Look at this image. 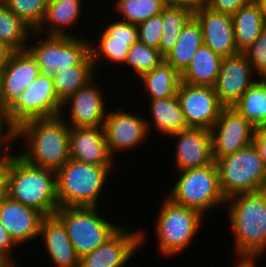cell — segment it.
Listing matches in <instances>:
<instances>
[{
  "label": "cell",
  "mask_w": 266,
  "mask_h": 267,
  "mask_svg": "<svg viewBox=\"0 0 266 267\" xmlns=\"http://www.w3.org/2000/svg\"><path fill=\"white\" fill-rule=\"evenodd\" d=\"M70 158L97 166H113L114 158L109 152L101 127H70Z\"/></svg>",
  "instance_id": "44dd1931"
},
{
  "label": "cell",
  "mask_w": 266,
  "mask_h": 267,
  "mask_svg": "<svg viewBox=\"0 0 266 267\" xmlns=\"http://www.w3.org/2000/svg\"><path fill=\"white\" fill-rule=\"evenodd\" d=\"M138 36V28L135 24L119 19L108 24L98 40V47L93 40L91 41L90 53L95 69L103 58L113 64L115 62L124 65L129 48L138 41Z\"/></svg>",
  "instance_id": "ac0fdd59"
},
{
  "label": "cell",
  "mask_w": 266,
  "mask_h": 267,
  "mask_svg": "<svg viewBox=\"0 0 266 267\" xmlns=\"http://www.w3.org/2000/svg\"><path fill=\"white\" fill-rule=\"evenodd\" d=\"M32 31L5 5H0V41L4 42L14 52L25 51Z\"/></svg>",
  "instance_id": "d6a6232c"
},
{
  "label": "cell",
  "mask_w": 266,
  "mask_h": 267,
  "mask_svg": "<svg viewBox=\"0 0 266 267\" xmlns=\"http://www.w3.org/2000/svg\"><path fill=\"white\" fill-rule=\"evenodd\" d=\"M7 111L18 128L31 120L60 116L62 102L53 87L52 77L40 74Z\"/></svg>",
  "instance_id": "30bf717a"
},
{
  "label": "cell",
  "mask_w": 266,
  "mask_h": 267,
  "mask_svg": "<svg viewBox=\"0 0 266 267\" xmlns=\"http://www.w3.org/2000/svg\"><path fill=\"white\" fill-rule=\"evenodd\" d=\"M5 194L12 200L41 212L54 215L59 208L56 195V172L30 164L20 155L4 168Z\"/></svg>",
  "instance_id": "7a4b0ae2"
},
{
  "label": "cell",
  "mask_w": 266,
  "mask_h": 267,
  "mask_svg": "<svg viewBox=\"0 0 266 267\" xmlns=\"http://www.w3.org/2000/svg\"><path fill=\"white\" fill-rule=\"evenodd\" d=\"M16 139H19L18 127L11 120L7 110H0V159L5 164L15 156L9 152Z\"/></svg>",
  "instance_id": "8d00e7d4"
},
{
  "label": "cell",
  "mask_w": 266,
  "mask_h": 267,
  "mask_svg": "<svg viewBox=\"0 0 266 267\" xmlns=\"http://www.w3.org/2000/svg\"><path fill=\"white\" fill-rule=\"evenodd\" d=\"M232 19L236 47L243 53L259 37L266 24L254 0L238 9Z\"/></svg>",
  "instance_id": "484cf974"
},
{
  "label": "cell",
  "mask_w": 266,
  "mask_h": 267,
  "mask_svg": "<svg viewBox=\"0 0 266 267\" xmlns=\"http://www.w3.org/2000/svg\"><path fill=\"white\" fill-rule=\"evenodd\" d=\"M0 110H4V98H3V87H2L1 70H0Z\"/></svg>",
  "instance_id": "7dc6e473"
},
{
  "label": "cell",
  "mask_w": 266,
  "mask_h": 267,
  "mask_svg": "<svg viewBox=\"0 0 266 267\" xmlns=\"http://www.w3.org/2000/svg\"><path fill=\"white\" fill-rule=\"evenodd\" d=\"M258 258H243L239 257V260L237 264H234V267H256V262L255 260Z\"/></svg>",
  "instance_id": "f6af8a7d"
},
{
  "label": "cell",
  "mask_w": 266,
  "mask_h": 267,
  "mask_svg": "<svg viewBox=\"0 0 266 267\" xmlns=\"http://www.w3.org/2000/svg\"><path fill=\"white\" fill-rule=\"evenodd\" d=\"M94 63L91 55L80 65L57 70L52 76V83L61 102L76 93L94 77Z\"/></svg>",
  "instance_id": "f546056e"
},
{
  "label": "cell",
  "mask_w": 266,
  "mask_h": 267,
  "mask_svg": "<svg viewBox=\"0 0 266 267\" xmlns=\"http://www.w3.org/2000/svg\"><path fill=\"white\" fill-rule=\"evenodd\" d=\"M252 144L255 146L266 168V127L257 128L255 130Z\"/></svg>",
  "instance_id": "b9f144b4"
},
{
  "label": "cell",
  "mask_w": 266,
  "mask_h": 267,
  "mask_svg": "<svg viewBox=\"0 0 266 267\" xmlns=\"http://www.w3.org/2000/svg\"><path fill=\"white\" fill-rule=\"evenodd\" d=\"M255 130L234 107H224L210 129L214 161L251 144Z\"/></svg>",
  "instance_id": "8fae6325"
},
{
  "label": "cell",
  "mask_w": 266,
  "mask_h": 267,
  "mask_svg": "<svg viewBox=\"0 0 266 267\" xmlns=\"http://www.w3.org/2000/svg\"><path fill=\"white\" fill-rule=\"evenodd\" d=\"M233 107L256 129L266 127V77L252 84Z\"/></svg>",
  "instance_id": "4dcf8cb0"
},
{
  "label": "cell",
  "mask_w": 266,
  "mask_h": 267,
  "mask_svg": "<svg viewBox=\"0 0 266 267\" xmlns=\"http://www.w3.org/2000/svg\"><path fill=\"white\" fill-rule=\"evenodd\" d=\"M0 267H14L2 254H0Z\"/></svg>",
  "instance_id": "c3c4849f"
},
{
  "label": "cell",
  "mask_w": 266,
  "mask_h": 267,
  "mask_svg": "<svg viewBox=\"0 0 266 267\" xmlns=\"http://www.w3.org/2000/svg\"><path fill=\"white\" fill-rule=\"evenodd\" d=\"M70 127L61 116L31 120L18 128L26 151L19 154L32 165L57 172L69 159Z\"/></svg>",
  "instance_id": "3957f363"
},
{
  "label": "cell",
  "mask_w": 266,
  "mask_h": 267,
  "mask_svg": "<svg viewBox=\"0 0 266 267\" xmlns=\"http://www.w3.org/2000/svg\"><path fill=\"white\" fill-rule=\"evenodd\" d=\"M223 197L266 189V168L251 143L215 160Z\"/></svg>",
  "instance_id": "5b68a950"
},
{
  "label": "cell",
  "mask_w": 266,
  "mask_h": 267,
  "mask_svg": "<svg viewBox=\"0 0 266 267\" xmlns=\"http://www.w3.org/2000/svg\"><path fill=\"white\" fill-rule=\"evenodd\" d=\"M259 6L262 18L266 24V0H254Z\"/></svg>",
  "instance_id": "bcb514c9"
},
{
  "label": "cell",
  "mask_w": 266,
  "mask_h": 267,
  "mask_svg": "<svg viewBox=\"0 0 266 267\" xmlns=\"http://www.w3.org/2000/svg\"><path fill=\"white\" fill-rule=\"evenodd\" d=\"M19 246L11 237L10 233L0 222V254H2L14 267H17V263L12 259V249H16Z\"/></svg>",
  "instance_id": "60d3db41"
},
{
  "label": "cell",
  "mask_w": 266,
  "mask_h": 267,
  "mask_svg": "<svg viewBox=\"0 0 266 267\" xmlns=\"http://www.w3.org/2000/svg\"><path fill=\"white\" fill-rule=\"evenodd\" d=\"M113 166H97L70 158L56 172L59 207H98V198Z\"/></svg>",
  "instance_id": "277c9868"
},
{
  "label": "cell",
  "mask_w": 266,
  "mask_h": 267,
  "mask_svg": "<svg viewBox=\"0 0 266 267\" xmlns=\"http://www.w3.org/2000/svg\"><path fill=\"white\" fill-rule=\"evenodd\" d=\"M1 74L4 110H7L40 75V69L36 60L27 50L15 51L1 69Z\"/></svg>",
  "instance_id": "7402d4cb"
},
{
  "label": "cell",
  "mask_w": 266,
  "mask_h": 267,
  "mask_svg": "<svg viewBox=\"0 0 266 267\" xmlns=\"http://www.w3.org/2000/svg\"><path fill=\"white\" fill-rule=\"evenodd\" d=\"M160 207L155 230L158 249L164 257L183 253L203 223V215L193 208L176 205L166 198Z\"/></svg>",
  "instance_id": "ba28073f"
},
{
  "label": "cell",
  "mask_w": 266,
  "mask_h": 267,
  "mask_svg": "<svg viewBox=\"0 0 266 267\" xmlns=\"http://www.w3.org/2000/svg\"><path fill=\"white\" fill-rule=\"evenodd\" d=\"M95 82V78H93L62 102V110L67 106L68 114H70L67 115L69 116L68 120L63 111L60 116L69 127L103 126L108 111L105 108L106 101L103 99V90H101V86L94 84Z\"/></svg>",
  "instance_id": "9a60e30c"
},
{
  "label": "cell",
  "mask_w": 266,
  "mask_h": 267,
  "mask_svg": "<svg viewBox=\"0 0 266 267\" xmlns=\"http://www.w3.org/2000/svg\"><path fill=\"white\" fill-rule=\"evenodd\" d=\"M44 217L41 212L12 200L6 194L0 200V222L18 245L39 237Z\"/></svg>",
  "instance_id": "ffe728a7"
},
{
  "label": "cell",
  "mask_w": 266,
  "mask_h": 267,
  "mask_svg": "<svg viewBox=\"0 0 266 267\" xmlns=\"http://www.w3.org/2000/svg\"><path fill=\"white\" fill-rule=\"evenodd\" d=\"M107 110L103 129L109 152L113 158L119 151H127L144 142L149 135V126L152 124L141 116L126 112L121 108L115 111Z\"/></svg>",
  "instance_id": "5bb4252c"
},
{
  "label": "cell",
  "mask_w": 266,
  "mask_h": 267,
  "mask_svg": "<svg viewBox=\"0 0 266 267\" xmlns=\"http://www.w3.org/2000/svg\"><path fill=\"white\" fill-rule=\"evenodd\" d=\"M6 0H0V5H5Z\"/></svg>",
  "instance_id": "816d5d0a"
},
{
  "label": "cell",
  "mask_w": 266,
  "mask_h": 267,
  "mask_svg": "<svg viewBox=\"0 0 266 267\" xmlns=\"http://www.w3.org/2000/svg\"><path fill=\"white\" fill-rule=\"evenodd\" d=\"M194 18L202 29L204 45L222 57L240 53L231 15L213 11L202 3L194 9Z\"/></svg>",
  "instance_id": "e0dca14e"
},
{
  "label": "cell",
  "mask_w": 266,
  "mask_h": 267,
  "mask_svg": "<svg viewBox=\"0 0 266 267\" xmlns=\"http://www.w3.org/2000/svg\"><path fill=\"white\" fill-rule=\"evenodd\" d=\"M255 75L256 73L244 53L223 57L214 85L219 102L224 107H233L247 89L259 79V77L256 79Z\"/></svg>",
  "instance_id": "2e32d148"
},
{
  "label": "cell",
  "mask_w": 266,
  "mask_h": 267,
  "mask_svg": "<svg viewBox=\"0 0 266 267\" xmlns=\"http://www.w3.org/2000/svg\"><path fill=\"white\" fill-rule=\"evenodd\" d=\"M5 195V179L4 176L0 179V200Z\"/></svg>",
  "instance_id": "681fc988"
},
{
  "label": "cell",
  "mask_w": 266,
  "mask_h": 267,
  "mask_svg": "<svg viewBox=\"0 0 266 267\" xmlns=\"http://www.w3.org/2000/svg\"><path fill=\"white\" fill-rule=\"evenodd\" d=\"M138 41L158 49L163 33L162 16L159 14L137 25Z\"/></svg>",
  "instance_id": "f35d334b"
},
{
  "label": "cell",
  "mask_w": 266,
  "mask_h": 267,
  "mask_svg": "<svg viewBox=\"0 0 266 267\" xmlns=\"http://www.w3.org/2000/svg\"><path fill=\"white\" fill-rule=\"evenodd\" d=\"M251 63L256 76L266 77V27L252 45L243 52ZM256 70V71H255Z\"/></svg>",
  "instance_id": "74e56055"
},
{
  "label": "cell",
  "mask_w": 266,
  "mask_h": 267,
  "mask_svg": "<svg viewBox=\"0 0 266 267\" xmlns=\"http://www.w3.org/2000/svg\"><path fill=\"white\" fill-rule=\"evenodd\" d=\"M165 7L162 0H117L114 11L122 15L120 20L138 25L161 14Z\"/></svg>",
  "instance_id": "836d02e7"
},
{
  "label": "cell",
  "mask_w": 266,
  "mask_h": 267,
  "mask_svg": "<svg viewBox=\"0 0 266 267\" xmlns=\"http://www.w3.org/2000/svg\"><path fill=\"white\" fill-rule=\"evenodd\" d=\"M170 137L177 138L174 165L176 172L204 167L214 162L210 130L189 128Z\"/></svg>",
  "instance_id": "d6986e66"
},
{
  "label": "cell",
  "mask_w": 266,
  "mask_h": 267,
  "mask_svg": "<svg viewBox=\"0 0 266 267\" xmlns=\"http://www.w3.org/2000/svg\"><path fill=\"white\" fill-rule=\"evenodd\" d=\"M160 15L162 16L163 33L158 50L165 57L176 45L182 29L194 17V9L166 6Z\"/></svg>",
  "instance_id": "1f68e13d"
},
{
  "label": "cell",
  "mask_w": 266,
  "mask_h": 267,
  "mask_svg": "<svg viewBox=\"0 0 266 267\" xmlns=\"http://www.w3.org/2000/svg\"><path fill=\"white\" fill-rule=\"evenodd\" d=\"M148 93L149 100L164 99L177 95L181 74L165 60L153 70L139 77Z\"/></svg>",
  "instance_id": "f1b7e54d"
},
{
  "label": "cell",
  "mask_w": 266,
  "mask_h": 267,
  "mask_svg": "<svg viewBox=\"0 0 266 267\" xmlns=\"http://www.w3.org/2000/svg\"><path fill=\"white\" fill-rule=\"evenodd\" d=\"M56 267H79L80 258L76 255L63 223L55 216H45L40 227L39 238Z\"/></svg>",
  "instance_id": "603a6c76"
},
{
  "label": "cell",
  "mask_w": 266,
  "mask_h": 267,
  "mask_svg": "<svg viewBox=\"0 0 266 267\" xmlns=\"http://www.w3.org/2000/svg\"><path fill=\"white\" fill-rule=\"evenodd\" d=\"M223 57L202 45L195 52L188 67L181 73V82L214 87Z\"/></svg>",
  "instance_id": "d4e9b609"
},
{
  "label": "cell",
  "mask_w": 266,
  "mask_h": 267,
  "mask_svg": "<svg viewBox=\"0 0 266 267\" xmlns=\"http://www.w3.org/2000/svg\"><path fill=\"white\" fill-rule=\"evenodd\" d=\"M165 6L188 7L195 9L203 0H162Z\"/></svg>",
  "instance_id": "7bdbcfd3"
},
{
  "label": "cell",
  "mask_w": 266,
  "mask_h": 267,
  "mask_svg": "<svg viewBox=\"0 0 266 267\" xmlns=\"http://www.w3.org/2000/svg\"><path fill=\"white\" fill-rule=\"evenodd\" d=\"M81 1L82 0H49L44 20L36 32L42 35L44 32V34L47 33L45 35L77 37V35L70 34L68 28H72L74 24L76 25L77 19L81 15Z\"/></svg>",
  "instance_id": "cb8c5ba5"
},
{
  "label": "cell",
  "mask_w": 266,
  "mask_h": 267,
  "mask_svg": "<svg viewBox=\"0 0 266 267\" xmlns=\"http://www.w3.org/2000/svg\"><path fill=\"white\" fill-rule=\"evenodd\" d=\"M149 104L152 124L160 133L170 136L190 128L186 123L177 95L149 100Z\"/></svg>",
  "instance_id": "4316f807"
},
{
  "label": "cell",
  "mask_w": 266,
  "mask_h": 267,
  "mask_svg": "<svg viewBox=\"0 0 266 267\" xmlns=\"http://www.w3.org/2000/svg\"><path fill=\"white\" fill-rule=\"evenodd\" d=\"M14 51L4 42L0 41V70L8 62L9 57Z\"/></svg>",
  "instance_id": "ee69618b"
},
{
  "label": "cell",
  "mask_w": 266,
  "mask_h": 267,
  "mask_svg": "<svg viewBox=\"0 0 266 267\" xmlns=\"http://www.w3.org/2000/svg\"><path fill=\"white\" fill-rule=\"evenodd\" d=\"M237 258H259L266 253V189L226 200Z\"/></svg>",
  "instance_id": "6da1fadb"
},
{
  "label": "cell",
  "mask_w": 266,
  "mask_h": 267,
  "mask_svg": "<svg viewBox=\"0 0 266 267\" xmlns=\"http://www.w3.org/2000/svg\"><path fill=\"white\" fill-rule=\"evenodd\" d=\"M42 36L32 31L30 39L36 38L38 41L34 42L36 44L27 45L29 46L27 51L36 60L42 75L52 77L57 70L80 66L91 55V40L86 38L56 35H46L43 38Z\"/></svg>",
  "instance_id": "9c48e42d"
},
{
  "label": "cell",
  "mask_w": 266,
  "mask_h": 267,
  "mask_svg": "<svg viewBox=\"0 0 266 267\" xmlns=\"http://www.w3.org/2000/svg\"><path fill=\"white\" fill-rule=\"evenodd\" d=\"M145 236L141 230L120 227L104 244L82 256L79 267H125L145 243Z\"/></svg>",
  "instance_id": "4fadbf2b"
},
{
  "label": "cell",
  "mask_w": 266,
  "mask_h": 267,
  "mask_svg": "<svg viewBox=\"0 0 266 267\" xmlns=\"http://www.w3.org/2000/svg\"><path fill=\"white\" fill-rule=\"evenodd\" d=\"M49 0H6L5 6L36 31L44 20Z\"/></svg>",
  "instance_id": "d590c367"
},
{
  "label": "cell",
  "mask_w": 266,
  "mask_h": 267,
  "mask_svg": "<svg viewBox=\"0 0 266 267\" xmlns=\"http://www.w3.org/2000/svg\"><path fill=\"white\" fill-rule=\"evenodd\" d=\"M5 163L0 159V179L4 176Z\"/></svg>",
  "instance_id": "f907efd6"
},
{
  "label": "cell",
  "mask_w": 266,
  "mask_h": 267,
  "mask_svg": "<svg viewBox=\"0 0 266 267\" xmlns=\"http://www.w3.org/2000/svg\"><path fill=\"white\" fill-rule=\"evenodd\" d=\"M204 44L202 29L193 17L182 29L172 51L165 56V61L180 74L188 67L195 52Z\"/></svg>",
  "instance_id": "83f0119b"
},
{
  "label": "cell",
  "mask_w": 266,
  "mask_h": 267,
  "mask_svg": "<svg viewBox=\"0 0 266 267\" xmlns=\"http://www.w3.org/2000/svg\"><path fill=\"white\" fill-rule=\"evenodd\" d=\"M176 174L179 177L167 196L176 205L196 209L204 216L207 211L226 203L220 190L215 161L207 166L186 169Z\"/></svg>",
  "instance_id": "8992f818"
},
{
  "label": "cell",
  "mask_w": 266,
  "mask_h": 267,
  "mask_svg": "<svg viewBox=\"0 0 266 267\" xmlns=\"http://www.w3.org/2000/svg\"><path fill=\"white\" fill-rule=\"evenodd\" d=\"M54 215L66 228L79 258L104 244L121 227L103 219L97 207H59Z\"/></svg>",
  "instance_id": "52a82bcc"
},
{
  "label": "cell",
  "mask_w": 266,
  "mask_h": 267,
  "mask_svg": "<svg viewBox=\"0 0 266 267\" xmlns=\"http://www.w3.org/2000/svg\"><path fill=\"white\" fill-rule=\"evenodd\" d=\"M164 60L165 57L158 49L137 41L129 48L124 65L131 67L135 71L132 73L133 76L137 74V79H139L142 74L153 70Z\"/></svg>",
  "instance_id": "e575fe53"
},
{
  "label": "cell",
  "mask_w": 266,
  "mask_h": 267,
  "mask_svg": "<svg viewBox=\"0 0 266 267\" xmlns=\"http://www.w3.org/2000/svg\"><path fill=\"white\" fill-rule=\"evenodd\" d=\"M177 98L190 128L210 130L224 108L219 102L214 87L211 86L180 82Z\"/></svg>",
  "instance_id": "7c38bea8"
},
{
  "label": "cell",
  "mask_w": 266,
  "mask_h": 267,
  "mask_svg": "<svg viewBox=\"0 0 266 267\" xmlns=\"http://www.w3.org/2000/svg\"><path fill=\"white\" fill-rule=\"evenodd\" d=\"M251 1L252 0H203V4L213 11L232 16L238 9Z\"/></svg>",
  "instance_id": "ab89813d"
}]
</instances>
